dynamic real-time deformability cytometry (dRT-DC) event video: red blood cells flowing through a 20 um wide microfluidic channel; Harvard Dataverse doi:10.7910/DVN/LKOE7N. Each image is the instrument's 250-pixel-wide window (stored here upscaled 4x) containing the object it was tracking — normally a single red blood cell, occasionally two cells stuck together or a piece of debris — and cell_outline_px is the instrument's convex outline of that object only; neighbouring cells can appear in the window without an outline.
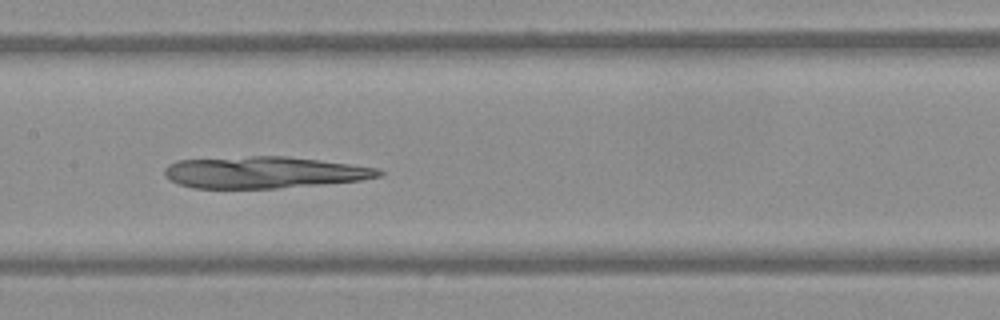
{"species": "Egyptian fruit bat (a non-hibernating species)", "species_latin": "Rousettus aegyptiacus", "temperature_condition": "warm", "stored_images_in_passage": 50, "camera_frame_rate_fps": 3000, "um_per_image_px": 0.085, "frame": {"image": 1, "passage_image": 22, "time_ms": 7.0, "image_size_px": [1000, 320], "cell_outline_px": [[384, 172], [380, 176], [360, 180], [320, 184], [276, 188], [192, 188], [168, 180], [164, 176], [164, 168], [168, 164], [176, 160], [252, 156], [288, 156], [320, 160], [380, 168]], "centroid_in_image_um": [22.4, 14.64], "position_along_channel_um": 185.0, "area_um2": 39.59}}
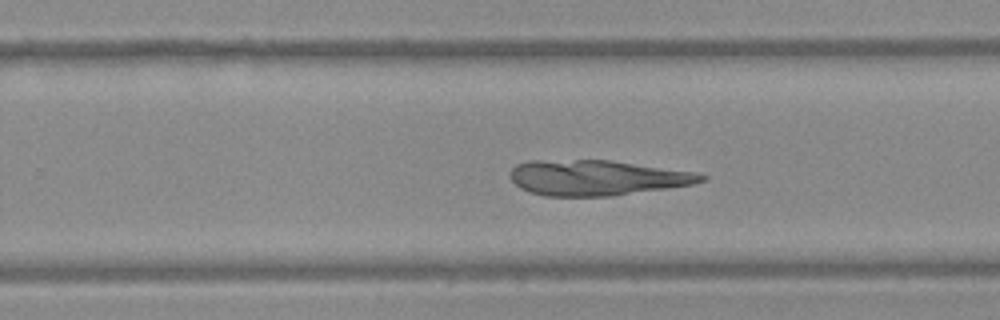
{"frame": {"image": 2, "passage_image": 30, "time_ms": 9.667, "image_size_px": [1000, 320], "cell_outline_px": [[708, 180], [692, 184], [612, 196], [544, 196], [528, 192], [520, 188], [508, 176], [512, 168], [516, 164], [528, 160], [608, 160], [696, 172], [708, 176]], "centroid_in_image_um": [50.69, 15.1], "position_along_channel_um": 279.1, "area_um2": 39.42}}
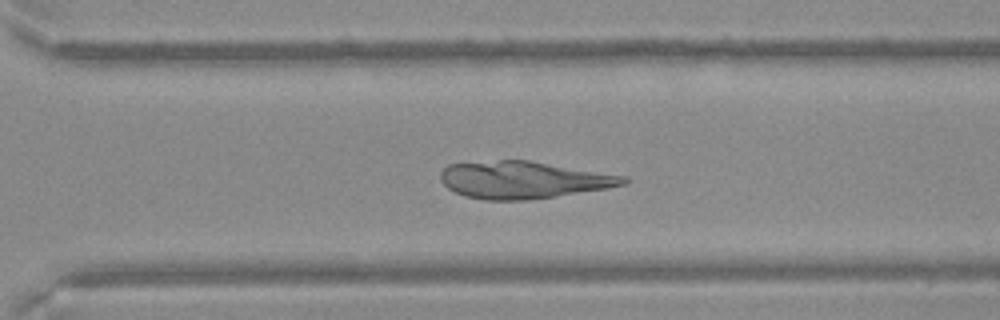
{"frame": {"image": 3, "passage_image": 34, "time_ms": 11.0, "image_size_px": [1000, 320], "cell_outline_px": [[628, 184], [608, 188], [556, 196], [528, 200], [484, 200], [464, 196], [448, 188], [440, 180], [440, 172], [448, 164], [500, 160], [528, 160], [628, 176]], "centroid_in_image_um": [44.5, 15.29], "position_along_channel_um": 326.1, "area_um2": 39.77}}